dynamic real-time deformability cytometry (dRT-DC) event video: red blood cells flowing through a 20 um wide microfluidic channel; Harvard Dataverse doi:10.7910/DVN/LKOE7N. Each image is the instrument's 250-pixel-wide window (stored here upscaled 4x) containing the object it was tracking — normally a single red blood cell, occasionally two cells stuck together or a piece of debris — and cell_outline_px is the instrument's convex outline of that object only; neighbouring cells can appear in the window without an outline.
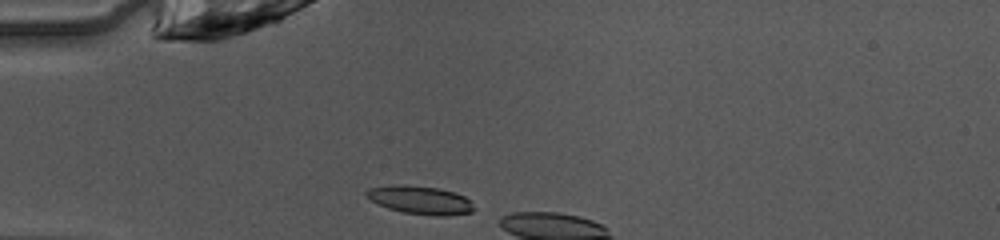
{"species": "common noctule bat (a hibernating species)", "species_latin": "Nyctalus noctula", "temperature_condition": "warm", "stored_images_in_passage": 4, "camera_frame_rate_fps": 3000, "um_per_image_px": 0.085, "animal": {"sex": "female", "body_mass_g": 10.0, "forearm_length_mm": 53.1}, "frame": {"image": 1, "passage_image": 1, "time_ms": 0.0, "image_size_px": [1000, 240], "cell_outline_px": [[476, 208], [472, 212], [448, 216], [436, 216], [404, 212], [388, 208], [364, 196], [364, 192], [368, 188], [400, 184], [404, 184], [440, 188], [456, 192], [464, 196]], "centroid_in_image_um": [35.74, 16.99], "position_along_channel_um": 49.3, "area_um2": 17.8}}